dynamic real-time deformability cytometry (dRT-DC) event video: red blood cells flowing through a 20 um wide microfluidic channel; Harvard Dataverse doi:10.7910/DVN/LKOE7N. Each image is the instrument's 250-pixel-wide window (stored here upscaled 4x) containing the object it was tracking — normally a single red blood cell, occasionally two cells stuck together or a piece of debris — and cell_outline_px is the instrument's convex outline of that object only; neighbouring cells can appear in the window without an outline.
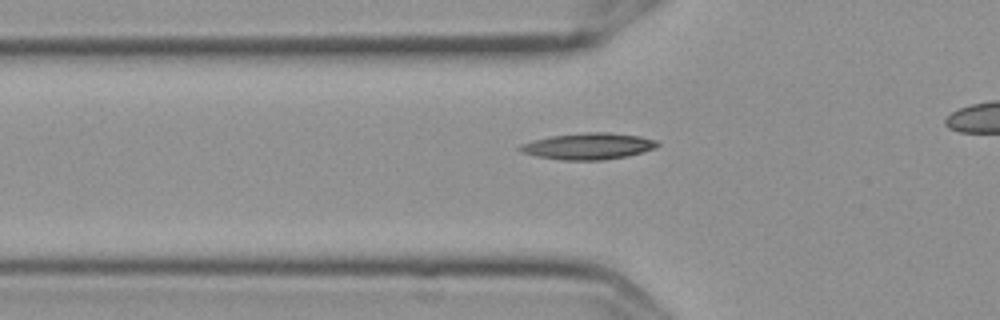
{"species": "Egyptian fruit bat (a non-hibernating species)", "species_latin": "Rousettus aegyptiacus", "temperature_condition": "cold", "stored_images_in_passage": 36, "camera_frame_rate_fps": 3000, "um_per_image_px": 0.085, "frame": {"image": 1, "passage_image": 6, "time_ms": 1.667, "image_size_px": [1000, 320], "cell_outline_px": [[660, 144], [656, 148], [628, 156], [600, 160], [564, 160], [536, 156], [520, 152], [516, 148], [520, 144], [532, 140], [552, 136], [588, 132], [608, 132], [640, 136], [656, 140]], "centroid_in_image_um": [49.99, 12.42], "position_along_channel_um": 75.8, "area_um2": 21.21}}
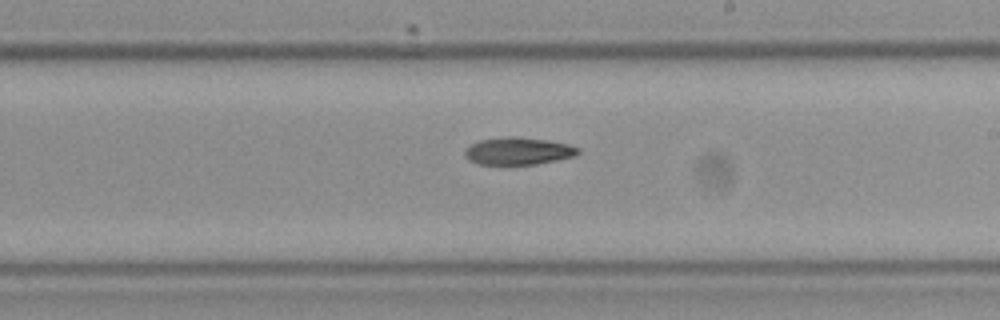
{"frame": {"image": 2, "passage_image": 20, "time_ms": 6.333, "image_size_px": [1000, 320], "cell_outline_px": [[580, 152], [572, 156], [556, 160], [536, 164], [480, 164], [464, 156], [464, 152], [472, 144], [480, 140], [504, 136], [516, 136], [548, 140], [568, 144], [580, 148]], "centroid_in_image_um": [44.07, 12.82], "position_along_channel_um": 244.9, "area_um2": 17.86}}
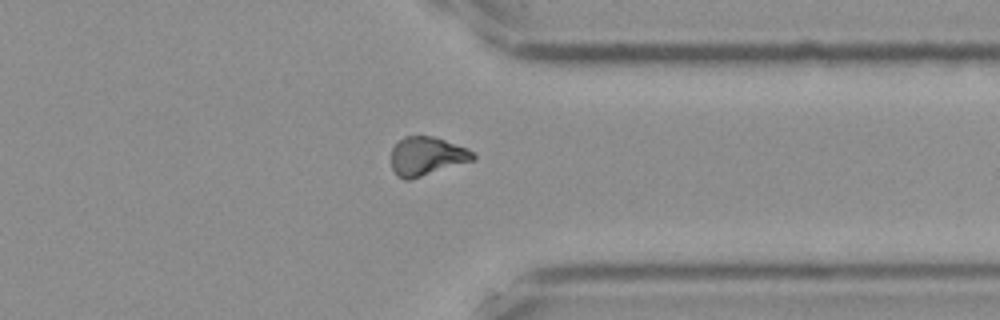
{"frame": {"image": 3, "passage_image": 31, "time_ms": 10.0, "image_size_px": [1000, 320], "cell_outline_px": [[476, 156], [472, 160], [408, 180], [404, 180], [396, 176], [392, 168], [392, 148], [404, 136], [432, 136], [468, 148]], "centroid_in_image_um": [36.24, 13.27], "position_along_channel_um": 375.2, "area_um2": 18.09}}